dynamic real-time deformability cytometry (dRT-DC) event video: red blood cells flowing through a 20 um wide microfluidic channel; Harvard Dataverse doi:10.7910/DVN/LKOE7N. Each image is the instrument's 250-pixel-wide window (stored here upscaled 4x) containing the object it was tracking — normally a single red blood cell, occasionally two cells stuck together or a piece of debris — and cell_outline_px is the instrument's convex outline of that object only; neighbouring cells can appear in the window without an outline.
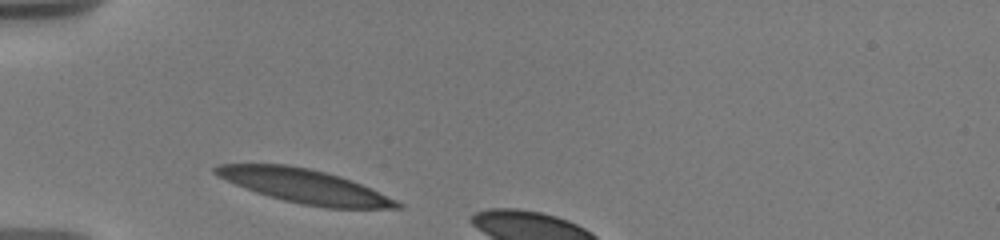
{"species": "human", "species_latin": "Homo sapiens", "temperature_condition": "warm", "stored_images_in_passage": 5, "camera_frame_rate_fps": 3000, "um_per_image_px": 0.085, "donor": {"sex": "male"}, "frame": {"image": 1, "passage_image": 1, "time_ms": 0.0, "image_size_px": [1000, 240], "cell_outline_px": [[404, 208], [328, 208], [300, 204], [268, 196], [256, 192], [216, 176], [212, 172], [212, 168], [220, 164], [284, 164], [308, 168], [340, 176], [352, 180], [396, 200], [404, 204]], "centroid_in_image_um": [25.88, 15.82], "position_along_channel_um": 59.1, "area_um2": 35.66}}